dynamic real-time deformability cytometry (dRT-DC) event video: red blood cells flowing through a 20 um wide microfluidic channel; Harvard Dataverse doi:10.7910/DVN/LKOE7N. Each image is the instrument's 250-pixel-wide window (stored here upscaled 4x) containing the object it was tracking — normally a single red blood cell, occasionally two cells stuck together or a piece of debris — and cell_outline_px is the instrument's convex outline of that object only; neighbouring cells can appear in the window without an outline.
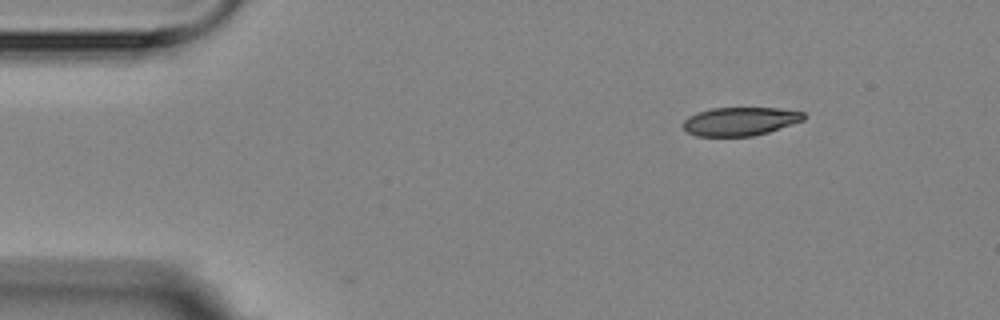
{"species": "Egyptian fruit bat (a non-hibernating species)", "species_latin": "Rousettus aegyptiacus", "temperature_condition": "room temperature", "stored_images_in_passage": 3, "camera_frame_rate_fps": 3000, "um_per_image_px": 0.085, "animal": {"sex": "female"}, "frame": {"image": 1, "passage_image": 1, "time_ms": 0.0, "image_size_px": [1000, 320], "cell_outline_px": [[804, 120], [768, 132], [752, 136], [696, 136], [688, 132], [684, 128], [684, 120], [688, 116], [712, 108], [776, 108], [804, 112]], "centroid_in_image_um": [62.91, 10.32], "position_along_channel_um": 22.1, "area_um2": 19.77}}